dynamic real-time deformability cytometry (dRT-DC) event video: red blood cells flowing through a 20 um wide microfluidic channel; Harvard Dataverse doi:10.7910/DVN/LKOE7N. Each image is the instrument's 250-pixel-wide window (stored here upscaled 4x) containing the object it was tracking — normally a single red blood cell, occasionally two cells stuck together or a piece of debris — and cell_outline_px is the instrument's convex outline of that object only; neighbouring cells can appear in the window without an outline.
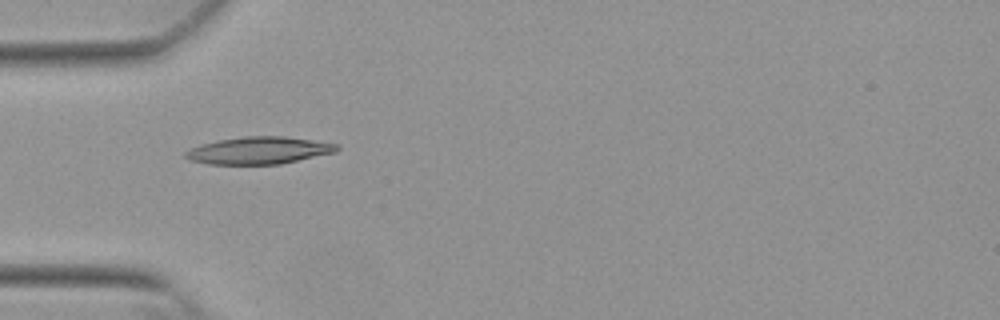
{"species": "Egyptian fruit bat (a non-hibernating species)", "species_latin": "Rousettus aegyptiacus", "temperature_condition": "warm", "stored_images_in_passage": 20, "camera_frame_rate_fps": 3000, "um_per_image_px": 0.085, "animal": {"sex": "female"}, "frame": {"image": 1, "passage_image": 17, "time_ms": 5.333, "image_size_px": [1000, 320], "cell_outline_px": [[340, 148], [336, 152], [280, 164], [208, 164], [188, 160], [184, 156], [184, 152], [200, 144], [216, 140], [244, 136], [284, 136], [340, 144]], "centroid_in_image_um": [22.0, 12.78], "position_along_channel_um": 63.0, "area_um2": 24.16}}